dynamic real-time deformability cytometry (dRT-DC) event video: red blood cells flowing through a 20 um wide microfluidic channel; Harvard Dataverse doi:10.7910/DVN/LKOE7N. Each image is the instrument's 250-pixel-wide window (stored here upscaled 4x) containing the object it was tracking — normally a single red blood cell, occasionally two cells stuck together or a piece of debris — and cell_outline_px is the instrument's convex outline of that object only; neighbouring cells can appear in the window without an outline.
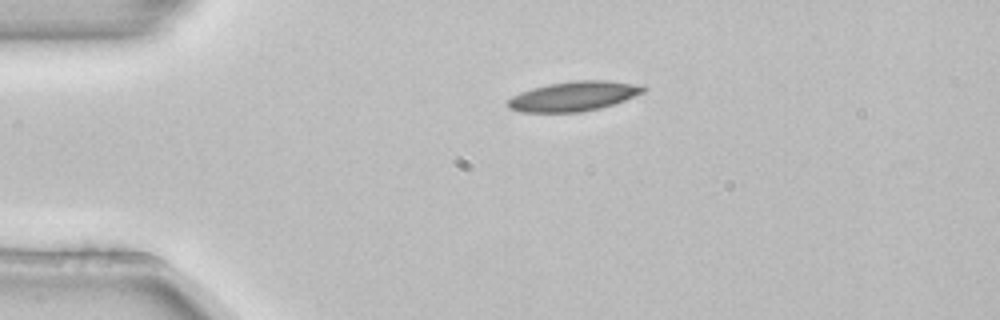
{"species": "common noctule bat (a hibernating species)", "species_latin": "Nyctalus noctula", "temperature_condition": "room temperature", "stored_images_in_passage": 2, "camera_frame_rate_fps": 3000, "um_per_image_px": 0.085, "animal": {"sex": "female", "body_mass_g": 22.7, "forearm_length_mm": 54.2}, "frame": {"image": 1, "passage_image": 1, "time_ms": 0.0, "image_size_px": [1000, 320], "cell_outline_px": [[648, 88], [644, 92], [624, 100], [600, 108], [580, 112], [520, 112], [508, 108], [508, 100], [512, 96], [520, 92], [532, 88], [548, 84], [576, 80], [608, 80], [644, 84]], "centroid_in_image_um": [48.8, 8.16], "position_along_channel_um": 36.2, "area_um2": 23.58}}